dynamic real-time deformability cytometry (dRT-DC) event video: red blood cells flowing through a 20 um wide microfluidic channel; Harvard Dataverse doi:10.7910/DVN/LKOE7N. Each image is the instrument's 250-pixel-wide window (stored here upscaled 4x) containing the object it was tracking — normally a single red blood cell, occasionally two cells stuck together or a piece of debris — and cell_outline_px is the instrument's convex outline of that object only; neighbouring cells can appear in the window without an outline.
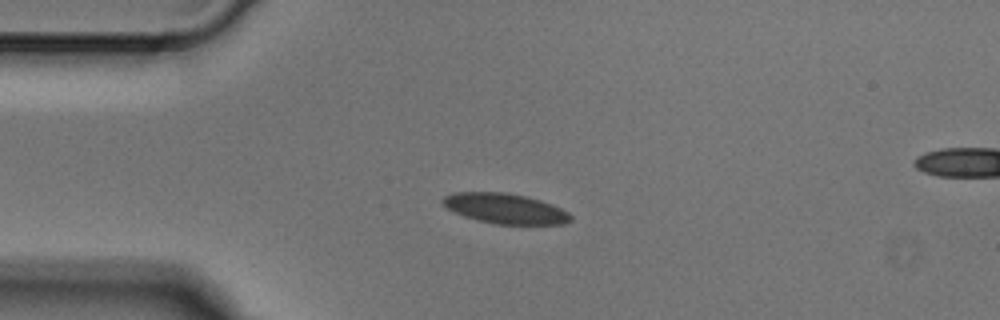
{"species": "Egyptian fruit bat (a non-hibernating species)", "species_latin": "Rousettus aegyptiacus", "temperature_condition": "cold", "stored_images_in_passage": 4, "camera_frame_rate_fps": 3000, "um_per_image_px": 0.085, "animal": {"sex": "male"}, "frame": {"image": 1, "passage_image": 3, "time_ms": 0.667, "image_size_px": [1000, 320], "cell_outline_px": [[572, 220], [564, 224], [496, 224], [476, 220], [464, 216], [448, 208], [440, 200], [444, 196], [452, 192], [504, 192], [528, 196], [552, 204], [568, 212], [572, 216]], "centroid_in_image_um": [42.94, 17.72], "position_along_channel_um": 42.1, "area_um2": 22.54}}